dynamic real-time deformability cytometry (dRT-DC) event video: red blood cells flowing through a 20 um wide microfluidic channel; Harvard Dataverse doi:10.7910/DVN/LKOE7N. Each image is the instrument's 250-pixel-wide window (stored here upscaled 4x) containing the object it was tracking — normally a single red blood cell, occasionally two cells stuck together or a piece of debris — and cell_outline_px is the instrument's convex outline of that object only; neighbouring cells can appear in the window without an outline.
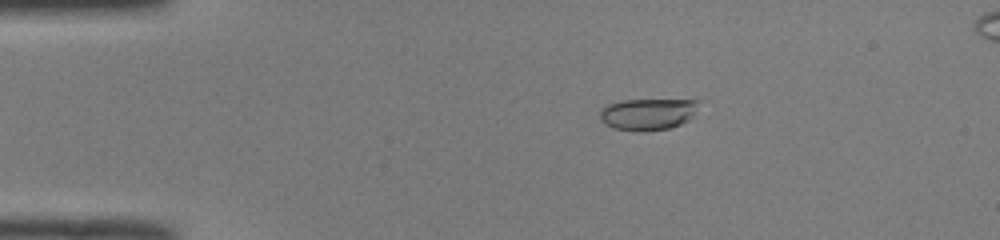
{"species": "common noctule bat (a hibernating species)", "species_latin": "Nyctalus noctula", "temperature_condition": "room temperature", "stored_images_in_passage": 48, "camera_frame_rate_fps": 3000, "um_per_image_px": 0.085, "animal": {"sex": "male", "body_mass_g": 19.0, "forearm_length_mm": 50.8}, "frame": {"image": 1, "passage_image": 8, "time_ms": 2.333, "image_size_px": [1000, 240], "cell_outline_px": [[704, 100], [688, 120], [672, 128], [644, 132], [636, 132], [612, 128], [604, 124], [600, 120], [600, 108], [608, 104], [624, 100]], "centroid_in_image_um": [55.06, 9.71], "position_along_channel_um": 29.9, "area_um2": 18.61}}
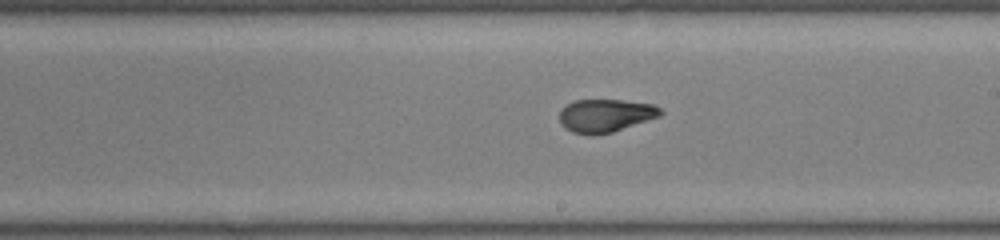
{"frame": {"image": 2, "passage_image": 27, "time_ms": 8.667, "image_size_px": [1000, 240], "cell_outline_px": [[664, 112], [660, 116], [612, 132], [592, 136], [588, 136], [572, 132], [564, 128], [560, 124], [560, 112], [568, 104], [576, 100], [620, 100], [652, 104], [660, 108]], "centroid_in_image_um": [51.45, 9.84], "position_along_channel_um": 237.6, "area_um2": 19.42}}
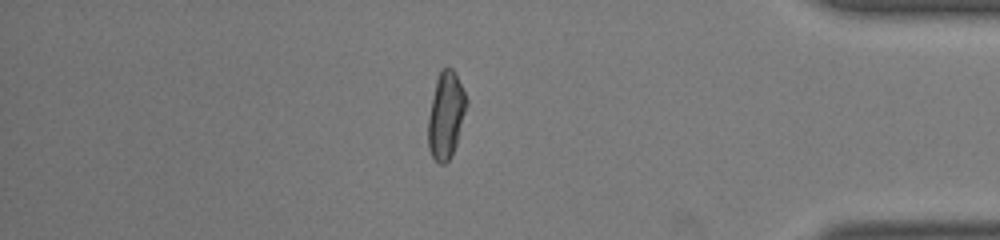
{"frame": {"image": 3, "passage_image": 41, "time_ms": 13.333, "image_size_px": [1000, 240], "cell_outline_px": [[468, 104], [456, 144], [448, 160], [444, 164], [440, 164], [432, 156], [428, 148], [428, 116], [436, 80], [440, 68], [452, 68], [468, 100]], "centroid_in_image_um": [37.89, 9.79], "position_along_channel_um": 397.3, "area_um2": 19.19}, "authors_computed_cell_mechanics": {"area_um2": 19.5942, "velocity_mm_per_s": 4.1005, "shape_relaxation_time_tau1_ms": 8.0538, "shape_relaxation_time_tau2_ms": 1.4308, "deformation_change_tau1": 0.2374, "deformation_change_tau2": 0.0804}}